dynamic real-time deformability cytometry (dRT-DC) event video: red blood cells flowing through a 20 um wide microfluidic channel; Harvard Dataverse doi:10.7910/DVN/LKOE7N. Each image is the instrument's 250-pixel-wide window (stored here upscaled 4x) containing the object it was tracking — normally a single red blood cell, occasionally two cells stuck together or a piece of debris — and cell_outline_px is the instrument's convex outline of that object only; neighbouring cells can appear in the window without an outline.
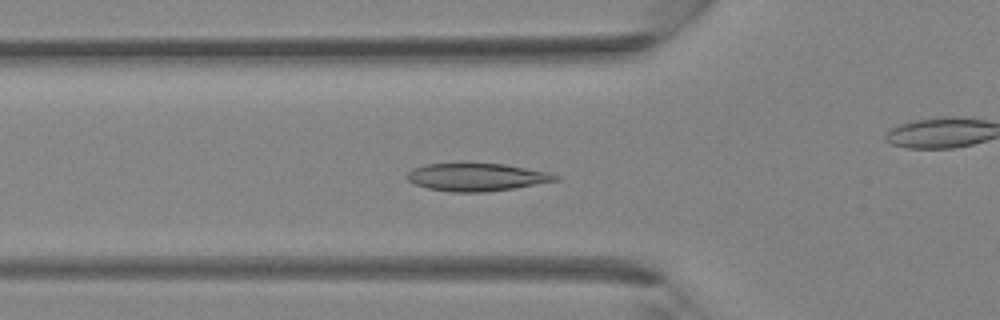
{"species": "Egyptian fruit bat (a non-hibernating species)", "species_latin": "Rousettus aegyptiacus", "temperature_condition": "room temperature", "stored_images_in_passage": 38, "camera_frame_rate_fps": 3000, "um_per_image_px": 0.085, "animal": {"sex": "female"}, "frame": {"image": 1, "passage_image": 13, "time_ms": 4.0, "image_size_px": [1000, 320], "cell_outline_px": [[560, 180], [512, 188], [484, 192], [452, 192], [428, 188], [416, 184], [408, 180], [408, 172], [412, 168], [424, 164], [464, 160], [504, 164], [552, 172], [560, 176]], "centroid_in_image_um": [40.51, 14.99], "position_along_channel_um": 85.3, "area_um2": 24.97}}
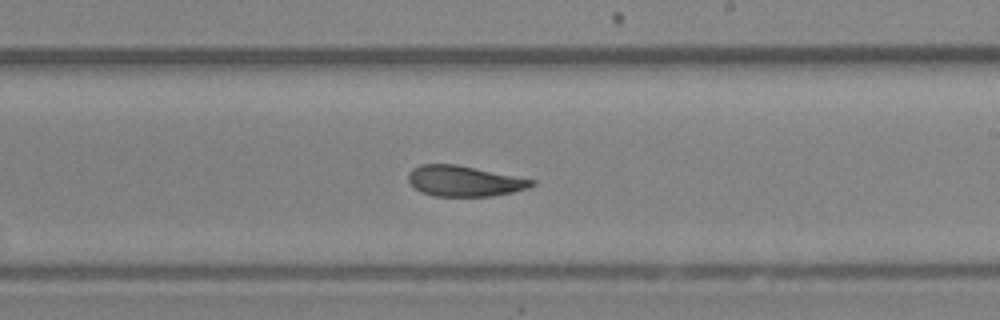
{"frame": {"image": 2, "passage_image": 22, "time_ms": 7.0, "image_size_px": [1000, 320], "cell_outline_px": [[536, 184], [528, 188], [512, 192], [492, 196], [436, 196], [420, 192], [408, 180], [408, 172], [412, 168], [420, 164], [456, 164], [536, 180]], "centroid_in_image_um": [39.46, 15.38], "position_along_channel_um": 249.5, "area_um2": 22.02}}
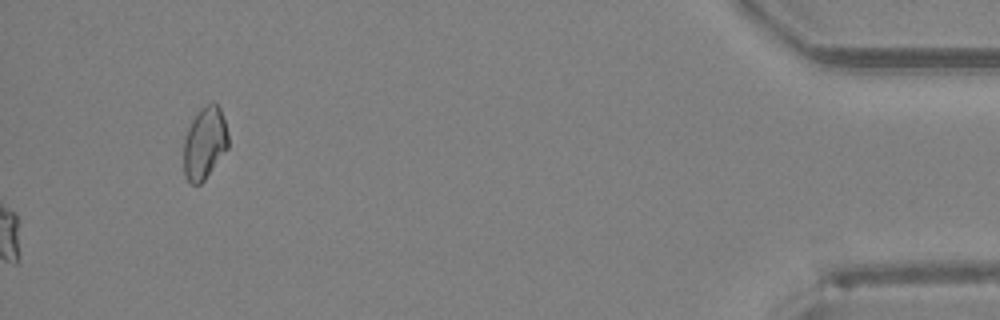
{"frame": {"image": 3, "passage_image": 38, "time_ms": 12.333, "image_size_px": [1000, 320], "cell_outline_px": [[228, 148], [204, 180], [200, 184], [192, 184], [184, 176], [184, 140], [188, 128], [192, 120], [200, 108], [212, 100], [220, 108], [228, 132]], "centroid_in_image_um": [17.4, 12.14], "position_along_channel_um": 417.8, "area_um2": 18.73}}